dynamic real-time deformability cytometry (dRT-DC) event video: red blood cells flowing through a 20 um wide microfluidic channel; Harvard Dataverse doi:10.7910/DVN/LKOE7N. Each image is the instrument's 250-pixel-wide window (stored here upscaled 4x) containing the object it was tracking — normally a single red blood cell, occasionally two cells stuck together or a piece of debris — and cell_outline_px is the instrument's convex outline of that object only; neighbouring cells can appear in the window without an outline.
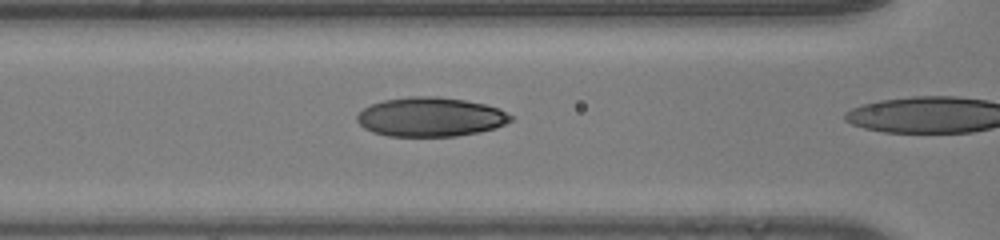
{"species": "human", "species_latin": "Homo sapiens", "temperature_condition": "room temperature", "stored_images_in_passage": 26, "camera_frame_rate_fps": 3000, "um_per_image_px": 0.085, "donor": {"sex": "male"}, "frame": {"image": 1, "passage_image": 25, "time_ms": 8.0, "image_size_px": [1000, 240], "cell_outline_px": [[512, 120], [496, 128], [480, 132], [456, 136], [388, 136], [372, 132], [364, 128], [356, 120], [356, 116], [364, 108], [372, 104], [384, 100], [408, 96], [436, 96], [464, 100], [484, 104], [500, 108], [512, 116]], "centroid_in_image_um": [36.59, 9.94], "position_along_channel_um": 130.0, "area_um2": 35.2}}